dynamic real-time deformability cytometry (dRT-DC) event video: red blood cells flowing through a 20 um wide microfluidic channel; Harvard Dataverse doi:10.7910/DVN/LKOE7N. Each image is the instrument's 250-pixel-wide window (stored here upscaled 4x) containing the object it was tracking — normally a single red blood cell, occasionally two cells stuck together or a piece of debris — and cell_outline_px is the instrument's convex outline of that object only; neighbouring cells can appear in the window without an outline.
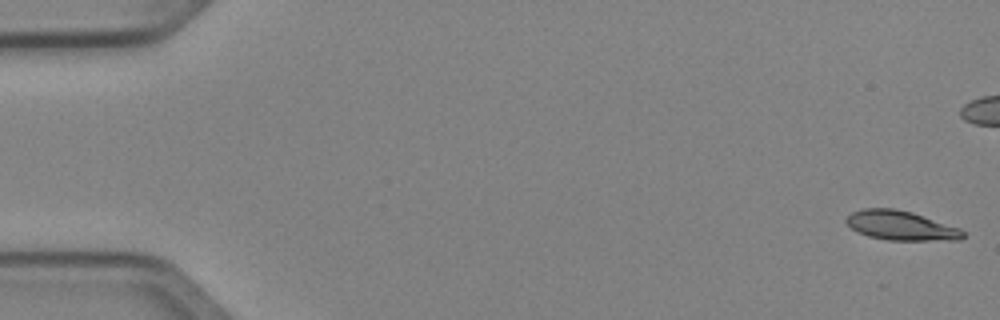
{"species": "Egyptian fruit bat (a non-hibernating species)", "species_latin": "Rousettus aegyptiacus", "temperature_condition": "cold", "stored_images_in_passage": 51, "camera_frame_rate_fps": 3000, "um_per_image_px": 0.085, "animal": {"sex": "female"}, "frame": {"image": 1, "passage_image": 1, "time_ms": 0.0, "image_size_px": [1000, 320], "cell_outline_px": [[964, 236], [960, 240], [888, 240], [868, 236], [852, 228], [844, 220], [852, 212], [864, 208], [892, 208], [912, 212], [960, 228], [964, 232]], "centroid_in_image_um": [76.59, 19.17], "position_along_channel_um": 8.4, "area_um2": 19.83}}
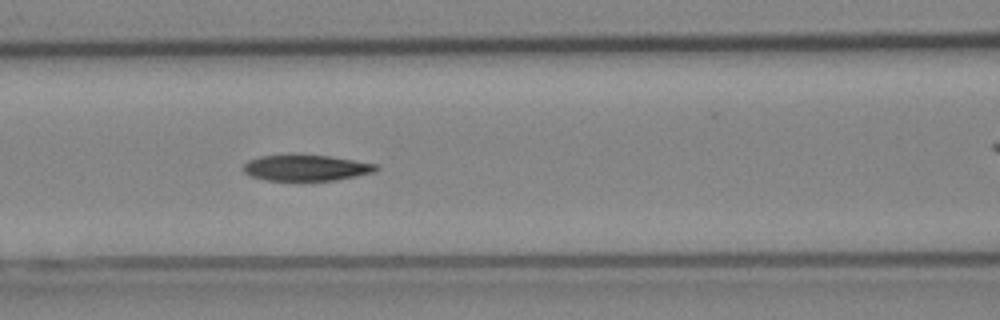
{"frame": {"image": 2, "passage_image": 22, "time_ms": 7.0, "image_size_px": [1000, 320], "cell_outline_px": [[380, 168], [376, 172], [336, 180], [264, 180], [252, 176], [244, 172], [244, 164], [248, 160], [260, 156], [328, 156], [376, 164]], "centroid_in_image_um": [26.05, 14.28], "position_along_channel_um": 140.6, "area_um2": 19.59}}
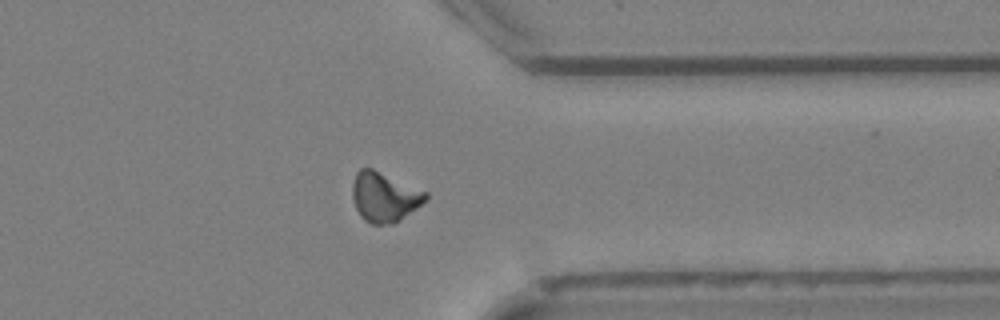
{"frame": {"image": 3, "passage_image": 40, "time_ms": 13.0, "image_size_px": [1000, 320], "cell_outline_px": [[428, 196], [416, 208], [392, 224], [372, 224], [364, 220], [360, 216], [356, 208], [352, 196], [352, 180], [356, 172], [360, 168], [372, 168], [428, 192]], "centroid_in_image_um": [32.63, 16.72], "position_along_channel_um": 378.8, "area_um2": 21.04}, "authors_computed_cell_mechanics": {"area_um2": 20.6346, "velocity_mm_per_s": 4.04, "shape_relaxation_time_tau1_ms": 9.9791, "shape_relaxation_time_tau2_ms": null, "deformation_change_tau1": 0.229, "deformation_change_tau2": null}}